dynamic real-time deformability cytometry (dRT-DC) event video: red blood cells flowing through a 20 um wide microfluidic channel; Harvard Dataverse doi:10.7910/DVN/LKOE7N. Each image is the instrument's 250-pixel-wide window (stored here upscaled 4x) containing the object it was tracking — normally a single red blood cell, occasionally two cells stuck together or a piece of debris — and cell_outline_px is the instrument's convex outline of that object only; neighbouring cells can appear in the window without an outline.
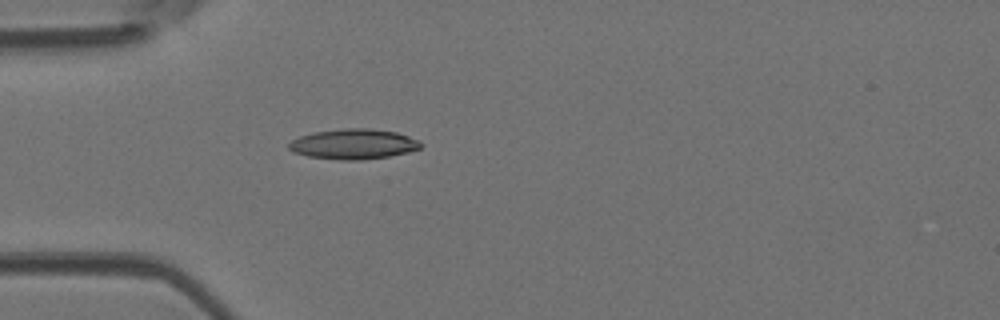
{"species": "Egyptian fruit bat (a non-hibernating species)", "species_latin": "Rousettus aegyptiacus", "temperature_condition": "room temperature", "stored_images_in_passage": 4, "camera_frame_rate_fps": 3000, "um_per_image_px": 0.085, "animal": {"sex": "female"}, "frame": {"image": 1, "passage_image": 4, "time_ms": 1.0, "image_size_px": [1000, 320], "cell_outline_px": [[424, 144], [420, 148], [408, 152], [388, 156], [360, 160], [340, 160], [308, 156], [292, 152], [288, 148], [288, 144], [292, 140], [300, 136], [312, 132], [344, 128], [372, 128], [396, 132], [420, 140]], "centroid_in_image_um": [30.05, 12.24], "position_along_channel_um": 54.9, "area_um2": 23.35}}